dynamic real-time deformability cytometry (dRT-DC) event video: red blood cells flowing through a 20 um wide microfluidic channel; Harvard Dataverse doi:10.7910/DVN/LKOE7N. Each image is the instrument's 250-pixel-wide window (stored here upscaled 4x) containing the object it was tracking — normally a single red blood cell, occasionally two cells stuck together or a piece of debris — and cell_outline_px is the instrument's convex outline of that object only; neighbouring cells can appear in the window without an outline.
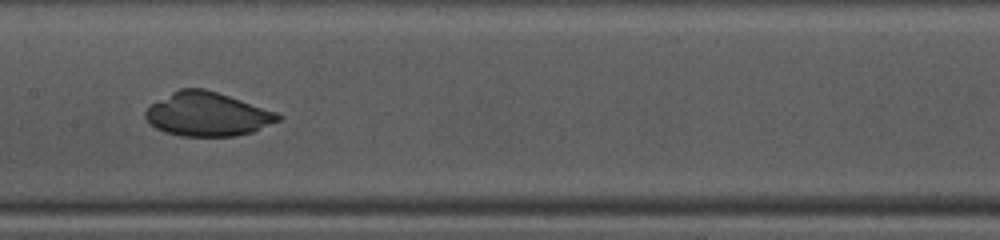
{"species": "common noctule bat (a hibernating species)", "species_latin": "Nyctalus noctula", "temperature_condition": "warm", "stored_images_in_passage": 38, "camera_frame_rate_fps": 3000, "um_per_image_px": 0.085, "animal": {"sex": "female", "body_mass_g": 10.0, "forearm_length_mm": 53.1}, "frame": {"image": 1, "passage_image": 13, "time_ms": 4.0, "image_size_px": [1000, 240], "cell_outline_px": [[284, 116], [280, 120], [252, 132], [236, 136], [180, 136], [164, 132], [156, 128], [144, 116], [144, 112], [152, 104], [172, 92], [180, 88], [204, 88], [276, 112]], "centroid_in_image_um": [17.62, 9.72], "position_along_channel_um": 189.8, "area_um2": 33.52}}
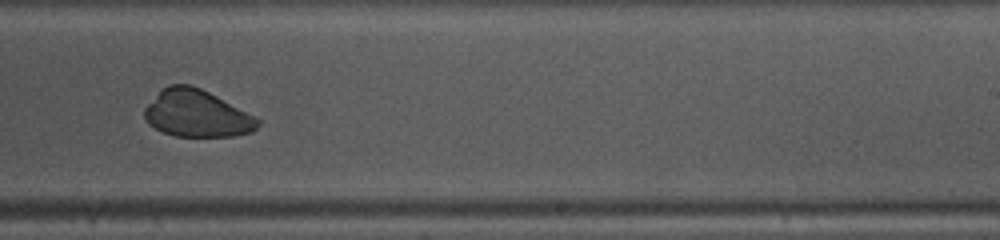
{"frame": {"image": 2, "passage_image": 19, "time_ms": 6.0, "image_size_px": [1000, 240], "cell_outline_px": [[260, 124], [252, 132], [232, 136], [176, 136], [164, 132], [148, 124], [144, 116], [144, 108], [168, 84], [188, 84], [200, 88], [216, 96], [260, 120]], "centroid_in_image_um": [16.71, 9.66], "position_along_channel_um": 272.3, "area_um2": 30.46}}
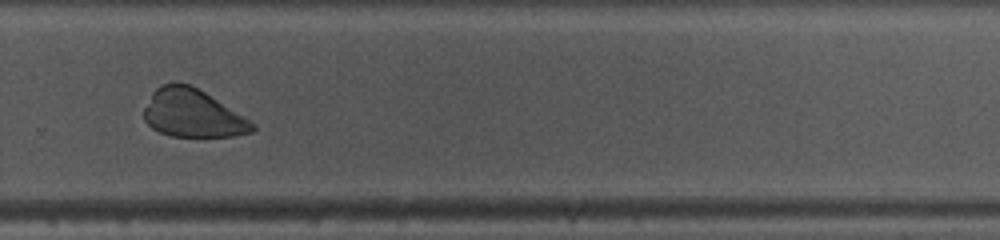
{"frame": {"image": 3, "passage_image": 22, "time_ms": 7.0, "image_size_px": [1000, 240], "cell_outline_px": [[256, 128], [252, 132], [232, 136], [172, 136], [160, 132], [152, 128], [144, 120], [144, 108], [152, 92], [160, 84], [188, 84], [204, 92], [256, 124]], "centroid_in_image_um": [16.35, 9.65], "position_along_channel_um": 313.4, "area_um2": 29.77}}